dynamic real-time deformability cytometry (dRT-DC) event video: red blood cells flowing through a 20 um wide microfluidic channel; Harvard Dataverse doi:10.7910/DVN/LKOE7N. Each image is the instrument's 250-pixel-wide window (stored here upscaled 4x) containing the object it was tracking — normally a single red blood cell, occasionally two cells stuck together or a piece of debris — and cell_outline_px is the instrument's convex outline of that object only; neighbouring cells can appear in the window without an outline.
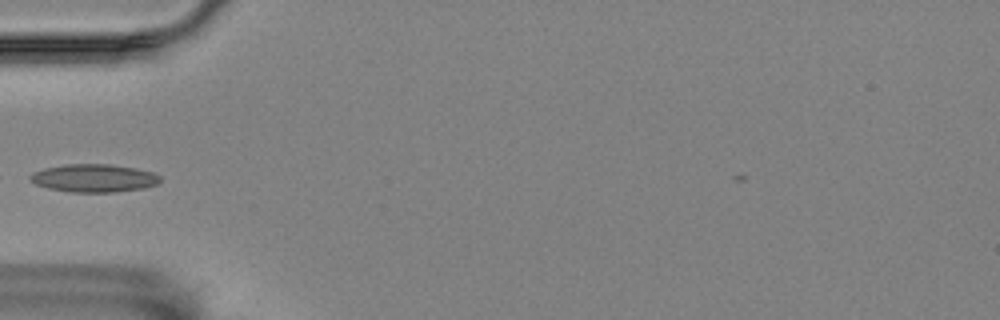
{"species": "Egyptian fruit bat (a non-hibernating species)", "species_latin": "Rousettus aegyptiacus", "temperature_condition": "room temperature", "stored_images_in_passage": 36, "camera_frame_rate_fps": 3000, "um_per_image_px": 0.085, "animal": {"sex": "female"}, "frame": {"image": 1, "passage_image": 1, "time_ms": 0.0, "image_size_px": [1000, 320], "cell_outline_px": [[160, 180], [156, 184], [144, 188], [112, 192], [72, 192], [48, 188], [36, 184], [28, 180], [28, 176], [32, 172], [44, 168], [68, 164], [108, 164], [136, 168], [152, 172], [160, 176]], "centroid_in_image_um": [7.94, 15.13], "position_along_channel_um": 77.1, "area_um2": 21.15}}
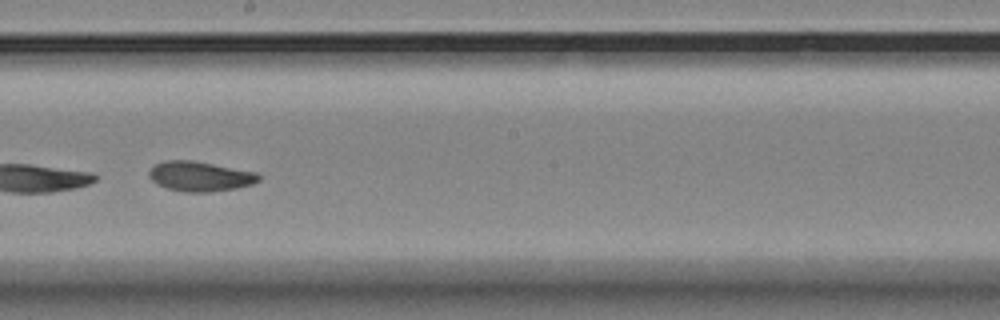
{"frame": {"image": 2, "passage_image": 14, "time_ms": 4.333, "image_size_px": [1000, 320], "cell_outline_px": [[260, 180], [252, 184], [236, 188], [212, 192], [184, 192], [168, 188], [156, 184], [148, 176], [148, 172], [156, 164], [164, 160], [192, 160], [256, 172], [260, 176]], "centroid_in_image_um": [16.99, 14.99], "position_along_channel_um": 231.2, "area_um2": 19.07}}
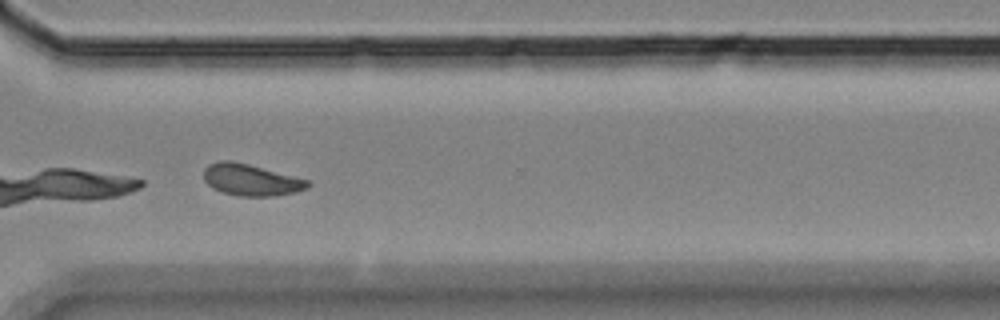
{"frame": {"image": 3, "passage_image": 24, "time_ms": 7.667, "image_size_px": [1000, 320], "cell_outline_px": [[312, 184], [308, 188], [296, 192], [276, 196], [240, 196], [220, 192], [212, 188], [204, 180], [204, 168], [208, 164], [220, 160], [232, 160], [248, 164], [308, 180]], "centroid_in_image_um": [21.31, 15.29], "position_along_channel_um": 349.3, "area_um2": 19.25}}